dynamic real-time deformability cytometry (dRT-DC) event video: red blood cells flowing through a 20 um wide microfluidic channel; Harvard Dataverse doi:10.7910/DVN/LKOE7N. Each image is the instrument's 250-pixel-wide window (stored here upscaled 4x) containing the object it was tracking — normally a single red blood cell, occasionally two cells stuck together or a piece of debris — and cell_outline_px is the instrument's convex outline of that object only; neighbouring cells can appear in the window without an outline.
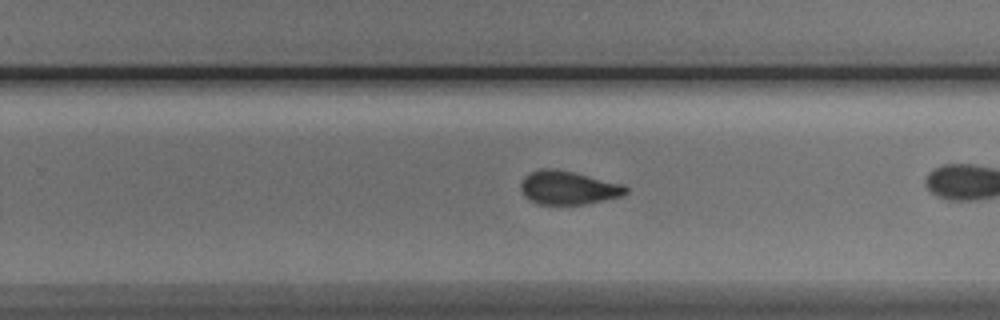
{"species": "Egyptian fruit bat (a non-hibernating species)", "species_latin": "Rousettus aegyptiacus", "temperature_condition": "cold", "stored_images_in_passage": 29, "camera_frame_rate_fps": 3000, "um_per_image_px": 0.085, "animal": {"sex": "male"}, "frame": {"image": 1, "passage_image": 21, "time_ms": 6.667, "image_size_px": [1000, 320], "cell_outline_px": [[628, 192], [624, 196], [584, 204], [536, 204], [528, 200], [524, 196], [520, 188], [520, 184], [524, 176], [540, 168], [552, 168], [572, 172], [624, 184], [628, 188]], "centroid_in_image_um": [48.29, 15.96], "position_along_channel_um": 281.5, "area_um2": 20.63}}